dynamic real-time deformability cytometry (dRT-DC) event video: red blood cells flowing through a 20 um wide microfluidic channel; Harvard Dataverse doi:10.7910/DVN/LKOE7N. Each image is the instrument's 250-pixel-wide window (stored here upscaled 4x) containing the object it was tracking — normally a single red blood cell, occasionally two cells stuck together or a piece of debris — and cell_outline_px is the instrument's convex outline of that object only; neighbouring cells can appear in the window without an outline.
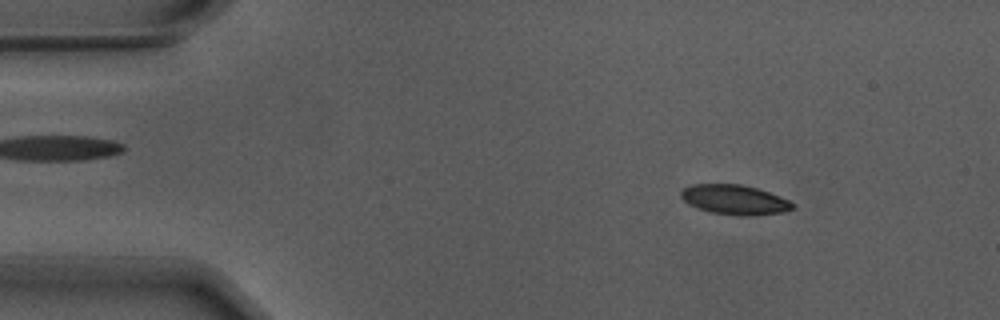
{"species": "Egyptian fruit bat (a non-hibernating species)", "species_latin": "Rousettus aegyptiacus", "temperature_condition": "warm", "stored_images_in_passage": 55, "camera_frame_rate_fps": 3000, "um_per_image_px": 0.085, "animal": {"sex": "male"}, "frame": {"image": 1, "passage_image": 7, "time_ms": 2.0, "image_size_px": [1000, 320], "cell_outline_px": [[792, 208], [784, 212], [748, 216], [740, 216], [712, 212], [696, 208], [688, 204], [680, 196], [680, 192], [684, 188], [692, 184], [740, 184], [756, 188], [780, 196], [788, 200], [792, 204]], "centroid_in_image_um": [62.4, 16.97], "position_along_channel_um": 22.6, "area_um2": 19.19}}
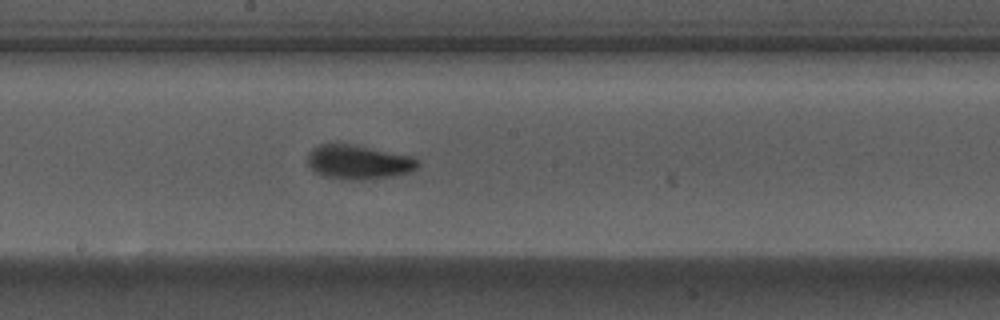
{"frame": {"image": 2, "passage_image": 29, "time_ms": 9.333, "image_size_px": [1000, 320], "cell_outline_px": [[420, 164], [416, 168], [408, 172], [388, 176], [364, 180], [352, 180], [324, 176], [316, 172], [308, 164], [308, 152], [312, 148], [320, 144], [336, 140], [412, 156], [420, 160]], "centroid_in_image_um": [30.43, 13.72], "position_along_channel_um": 217.8, "area_um2": 22.43}}
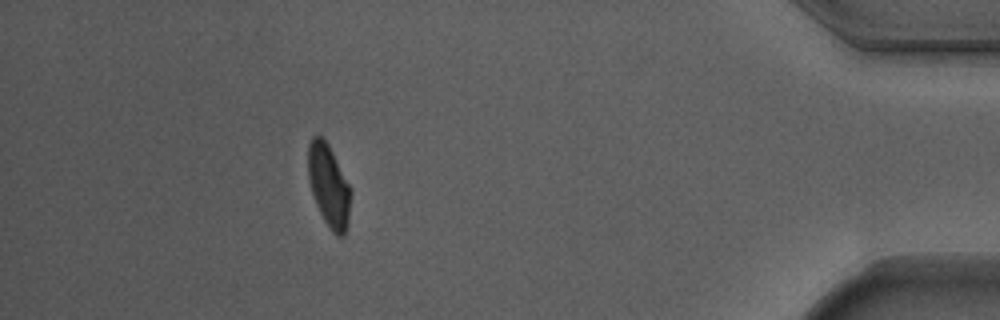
{"frame": {"image": 3, "passage_image": 49, "time_ms": 16.0, "image_size_px": [1000, 320], "cell_outline_px": [[352, 192], [348, 224], [344, 236], [336, 236], [328, 228], [316, 204], [308, 180], [308, 144], [312, 136], [320, 136], [328, 144], [352, 188]], "centroid_in_image_um": [27.97, 15.81], "position_along_channel_um": 407.2, "area_um2": 20.75}, "authors_computed_cell_mechanics": {"area_um2": 20.808, "velocity_mm_per_s": 3.7025, "shape_relaxation_time_tau1_ms": 2.3426, "shape_relaxation_time_tau2_ms": 1.4706, "deformation_change_tau1": 0.1246, "deformation_change_tau2": 0.058}}